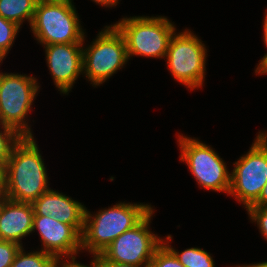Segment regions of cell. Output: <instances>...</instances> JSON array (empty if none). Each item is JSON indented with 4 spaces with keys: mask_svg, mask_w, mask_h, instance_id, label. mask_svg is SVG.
<instances>
[{
    "mask_svg": "<svg viewBox=\"0 0 267 267\" xmlns=\"http://www.w3.org/2000/svg\"><path fill=\"white\" fill-rule=\"evenodd\" d=\"M4 170L7 199L33 203L50 190L44 162L33 136L22 137L14 146Z\"/></svg>",
    "mask_w": 267,
    "mask_h": 267,
    "instance_id": "6da1fadb",
    "label": "cell"
},
{
    "mask_svg": "<svg viewBox=\"0 0 267 267\" xmlns=\"http://www.w3.org/2000/svg\"><path fill=\"white\" fill-rule=\"evenodd\" d=\"M153 209L148 204L119 203L100 210L92 217L85 210L81 248L95 256L103 252L118 236L134 228ZM92 219V220H91Z\"/></svg>",
    "mask_w": 267,
    "mask_h": 267,
    "instance_id": "7a4b0ae2",
    "label": "cell"
},
{
    "mask_svg": "<svg viewBox=\"0 0 267 267\" xmlns=\"http://www.w3.org/2000/svg\"><path fill=\"white\" fill-rule=\"evenodd\" d=\"M30 26L44 45L83 43L84 40L72 0L37 2Z\"/></svg>",
    "mask_w": 267,
    "mask_h": 267,
    "instance_id": "3957f363",
    "label": "cell"
},
{
    "mask_svg": "<svg viewBox=\"0 0 267 267\" xmlns=\"http://www.w3.org/2000/svg\"><path fill=\"white\" fill-rule=\"evenodd\" d=\"M124 37L128 58L132 55L166 57L175 26L165 17L123 18L114 24Z\"/></svg>",
    "mask_w": 267,
    "mask_h": 267,
    "instance_id": "277c9868",
    "label": "cell"
},
{
    "mask_svg": "<svg viewBox=\"0 0 267 267\" xmlns=\"http://www.w3.org/2000/svg\"><path fill=\"white\" fill-rule=\"evenodd\" d=\"M36 80L21 74L0 73V125L15 129L23 137H32L23 120L39 89Z\"/></svg>",
    "mask_w": 267,
    "mask_h": 267,
    "instance_id": "5b68a950",
    "label": "cell"
},
{
    "mask_svg": "<svg viewBox=\"0 0 267 267\" xmlns=\"http://www.w3.org/2000/svg\"><path fill=\"white\" fill-rule=\"evenodd\" d=\"M124 37L114 26H106L97 39L83 50V71L96 86L105 82L128 60Z\"/></svg>",
    "mask_w": 267,
    "mask_h": 267,
    "instance_id": "8992f818",
    "label": "cell"
},
{
    "mask_svg": "<svg viewBox=\"0 0 267 267\" xmlns=\"http://www.w3.org/2000/svg\"><path fill=\"white\" fill-rule=\"evenodd\" d=\"M170 38L166 53L167 64L173 77L188 88L202 86L205 73L206 48L191 31Z\"/></svg>",
    "mask_w": 267,
    "mask_h": 267,
    "instance_id": "52a82bcc",
    "label": "cell"
},
{
    "mask_svg": "<svg viewBox=\"0 0 267 267\" xmlns=\"http://www.w3.org/2000/svg\"><path fill=\"white\" fill-rule=\"evenodd\" d=\"M181 161H185L198 184L205 189L229 193L231 174L222 158L206 144L179 135Z\"/></svg>",
    "mask_w": 267,
    "mask_h": 267,
    "instance_id": "ba28073f",
    "label": "cell"
},
{
    "mask_svg": "<svg viewBox=\"0 0 267 267\" xmlns=\"http://www.w3.org/2000/svg\"><path fill=\"white\" fill-rule=\"evenodd\" d=\"M153 210L134 228L118 236L99 255L106 262L148 267L155 250L164 240L149 231Z\"/></svg>",
    "mask_w": 267,
    "mask_h": 267,
    "instance_id": "9c48e42d",
    "label": "cell"
},
{
    "mask_svg": "<svg viewBox=\"0 0 267 267\" xmlns=\"http://www.w3.org/2000/svg\"><path fill=\"white\" fill-rule=\"evenodd\" d=\"M234 165L229 195L235 196L247 209L258 200L267 184V148L256 138L250 151Z\"/></svg>",
    "mask_w": 267,
    "mask_h": 267,
    "instance_id": "30bf717a",
    "label": "cell"
},
{
    "mask_svg": "<svg viewBox=\"0 0 267 267\" xmlns=\"http://www.w3.org/2000/svg\"><path fill=\"white\" fill-rule=\"evenodd\" d=\"M83 43L45 45L46 60L53 80L60 92L71 90L83 72Z\"/></svg>",
    "mask_w": 267,
    "mask_h": 267,
    "instance_id": "8fae6325",
    "label": "cell"
},
{
    "mask_svg": "<svg viewBox=\"0 0 267 267\" xmlns=\"http://www.w3.org/2000/svg\"><path fill=\"white\" fill-rule=\"evenodd\" d=\"M35 229L39 231L43 251L58 260L63 256L75 259L74 255L82 249L81 235L71 225L61 223L55 218L34 215L32 231Z\"/></svg>",
    "mask_w": 267,
    "mask_h": 267,
    "instance_id": "7c38bea8",
    "label": "cell"
},
{
    "mask_svg": "<svg viewBox=\"0 0 267 267\" xmlns=\"http://www.w3.org/2000/svg\"><path fill=\"white\" fill-rule=\"evenodd\" d=\"M32 206L34 215L55 218L61 223L71 225L82 235L86 208L80 202L54 190H48L36 199Z\"/></svg>",
    "mask_w": 267,
    "mask_h": 267,
    "instance_id": "4fadbf2b",
    "label": "cell"
},
{
    "mask_svg": "<svg viewBox=\"0 0 267 267\" xmlns=\"http://www.w3.org/2000/svg\"><path fill=\"white\" fill-rule=\"evenodd\" d=\"M34 210L32 203L5 198L0 204V240L16 242L32 232Z\"/></svg>",
    "mask_w": 267,
    "mask_h": 267,
    "instance_id": "5bb4252c",
    "label": "cell"
},
{
    "mask_svg": "<svg viewBox=\"0 0 267 267\" xmlns=\"http://www.w3.org/2000/svg\"><path fill=\"white\" fill-rule=\"evenodd\" d=\"M36 0H0V16L21 26L24 19L31 24Z\"/></svg>",
    "mask_w": 267,
    "mask_h": 267,
    "instance_id": "9a60e30c",
    "label": "cell"
},
{
    "mask_svg": "<svg viewBox=\"0 0 267 267\" xmlns=\"http://www.w3.org/2000/svg\"><path fill=\"white\" fill-rule=\"evenodd\" d=\"M23 248L16 253L11 267H59L60 260L55 256L44 252L43 249L38 252L24 253Z\"/></svg>",
    "mask_w": 267,
    "mask_h": 267,
    "instance_id": "2e32d148",
    "label": "cell"
},
{
    "mask_svg": "<svg viewBox=\"0 0 267 267\" xmlns=\"http://www.w3.org/2000/svg\"><path fill=\"white\" fill-rule=\"evenodd\" d=\"M165 245L174 253L184 267H214L212 257L203 249L189 248L179 253L167 243Z\"/></svg>",
    "mask_w": 267,
    "mask_h": 267,
    "instance_id": "e0dca14e",
    "label": "cell"
},
{
    "mask_svg": "<svg viewBox=\"0 0 267 267\" xmlns=\"http://www.w3.org/2000/svg\"><path fill=\"white\" fill-rule=\"evenodd\" d=\"M3 133L0 131V168H5L14 146L22 139L15 129L2 124Z\"/></svg>",
    "mask_w": 267,
    "mask_h": 267,
    "instance_id": "ac0fdd59",
    "label": "cell"
},
{
    "mask_svg": "<svg viewBox=\"0 0 267 267\" xmlns=\"http://www.w3.org/2000/svg\"><path fill=\"white\" fill-rule=\"evenodd\" d=\"M20 29L16 23L0 16V62L6 56Z\"/></svg>",
    "mask_w": 267,
    "mask_h": 267,
    "instance_id": "d6986e66",
    "label": "cell"
},
{
    "mask_svg": "<svg viewBox=\"0 0 267 267\" xmlns=\"http://www.w3.org/2000/svg\"><path fill=\"white\" fill-rule=\"evenodd\" d=\"M148 267H184L163 242L154 252Z\"/></svg>",
    "mask_w": 267,
    "mask_h": 267,
    "instance_id": "ffe728a7",
    "label": "cell"
},
{
    "mask_svg": "<svg viewBox=\"0 0 267 267\" xmlns=\"http://www.w3.org/2000/svg\"><path fill=\"white\" fill-rule=\"evenodd\" d=\"M21 246L16 242L0 240V267H11Z\"/></svg>",
    "mask_w": 267,
    "mask_h": 267,
    "instance_id": "44dd1931",
    "label": "cell"
},
{
    "mask_svg": "<svg viewBox=\"0 0 267 267\" xmlns=\"http://www.w3.org/2000/svg\"><path fill=\"white\" fill-rule=\"evenodd\" d=\"M247 211L249 212V216H251L250 219L257 222L261 230V234L267 240V207L250 206L247 208Z\"/></svg>",
    "mask_w": 267,
    "mask_h": 267,
    "instance_id": "7402d4cb",
    "label": "cell"
},
{
    "mask_svg": "<svg viewBox=\"0 0 267 267\" xmlns=\"http://www.w3.org/2000/svg\"><path fill=\"white\" fill-rule=\"evenodd\" d=\"M94 258L99 262L100 267H140V266L132 265V264L106 262L100 255H97Z\"/></svg>",
    "mask_w": 267,
    "mask_h": 267,
    "instance_id": "603a6c76",
    "label": "cell"
},
{
    "mask_svg": "<svg viewBox=\"0 0 267 267\" xmlns=\"http://www.w3.org/2000/svg\"><path fill=\"white\" fill-rule=\"evenodd\" d=\"M264 43L267 47V32H264ZM255 73L259 74V73H263V74H267V54H265V56L263 57V59L260 61L259 65L257 66V69L255 70Z\"/></svg>",
    "mask_w": 267,
    "mask_h": 267,
    "instance_id": "cb8c5ba5",
    "label": "cell"
},
{
    "mask_svg": "<svg viewBox=\"0 0 267 267\" xmlns=\"http://www.w3.org/2000/svg\"><path fill=\"white\" fill-rule=\"evenodd\" d=\"M254 207H267V184L262 189L258 200L252 205Z\"/></svg>",
    "mask_w": 267,
    "mask_h": 267,
    "instance_id": "d4e9b609",
    "label": "cell"
},
{
    "mask_svg": "<svg viewBox=\"0 0 267 267\" xmlns=\"http://www.w3.org/2000/svg\"><path fill=\"white\" fill-rule=\"evenodd\" d=\"M6 198L5 170L0 168V201Z\"/></svg>",
    "mask_w": 267,
    "mask_h": 267,
    "instance_id": "484cf974",
    "label": "cell"
},
{
    "mask_svg": "<svg viewBox=\"0 0 267 267\" xmlns=\"http://www.w3.org/2000/svg\"><path fill=\"white\" fill-rule=\"evenodd\" d=\"M93 259H94L93 262H91L92 266H86L84 264L82 265V264L77 263V262L75 263V259H72L71 262L62 263L61 267H100L99 262L95 258H93Z\"/></svg>",
    "mask_w": 267,
    "mask_h": 267,
    "instance_id": "4316f807",
    "label": "cell"
},
{
    "mask_svg": "<svg viewBox=\"0 0 267 267\" xmlns=\"http://www.w3.org/2000/svg\"><path fill=\"white\" fill-rule=\"evenodd\" d=\"M94 2L101 4V5H105V6H114L118 3V0H93Z\"/></svg>",
    "mask_w": 267,
    "mask_h": 267,
    "instance_id": "83f0119b",
    "label": "cell"
},
{
    "mask_svg": "<svg viewBox=\"0 0 267 267\" xmlns=\"http://www.w3.org/2000/svg\"><path fill=\"white\" fill-rule=\"evenodd\" d=\"M257 138L261 141V143L267 148V133L258 134Z\"/></svg>",
    "mask_w": 267,
    "mask_h": 267,
    "instance_id": "f1b7e54d",
    "label": "cell"
},
{
    "mask_svg": "<svg viewBox=\"0 0 267 267\" xmlns=\"http://www.w3.org/2000/svg\"><path fill=\"white\" fill-rule=\"evenodd\" d=\"M237 267H267V262L257 263L253 265H243V266H237Z\"/></svg>",
    "mask_w": 267,
    "mask_h": 267,
    "instance_id": "f546056e",
    "label": "cell"
},
{
    "mask_svg": "<svg viewBox=\"0 0 267 267\" xmlns=\"http://www.w3.org/2000/svg\"><path fill=\"white\" fill-rule=\"evenodd\" d=\"M263 28H264V32H267V13H266V16H265V19H264Z\"/></svg>",
    "mask_w": 267,
    "mask_h": 267,
    "instance_id": "4dcf8cb0",
    "label": "cell"
},
{
    "mask_svg": "<svg viewBox=\"0 0 267 267\" xmlns=\"http://www.w3.org/2000/svg\"><path fill=\"white\" fill-rule=\"evenodd\" d=\"M37 2H43V1H59V0H36Z\"/></svg>",
    "mask_w": 267,
    "mask_h": 267,
    "instance_id": "1f68e13d",
    "label": "cell"
}]
</instances>
